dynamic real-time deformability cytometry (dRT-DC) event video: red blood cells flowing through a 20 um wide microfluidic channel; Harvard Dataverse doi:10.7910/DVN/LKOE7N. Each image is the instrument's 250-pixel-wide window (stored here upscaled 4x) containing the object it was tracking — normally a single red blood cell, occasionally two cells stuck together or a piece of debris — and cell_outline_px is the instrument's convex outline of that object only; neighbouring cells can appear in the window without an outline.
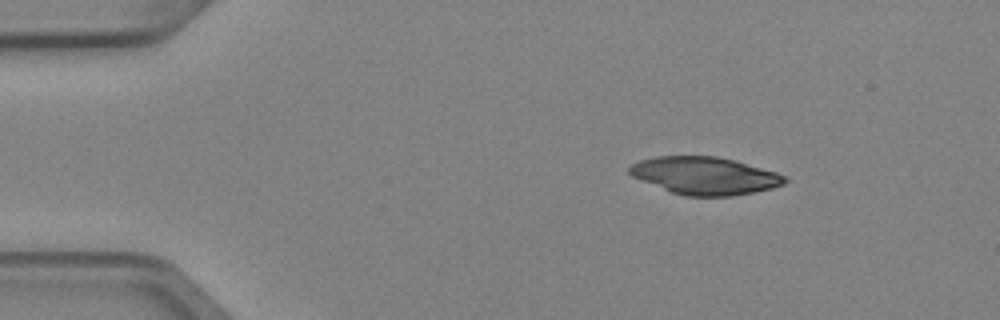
{"species": "Egyptian fruit bat (a non-hibernating species)", "species_latin": "Rousettus aegyptiacus", "temperature_condition": "cold", "stored_images_in_passage": 4, "camera_frame_rate_fps": 3000, "um_per_image_px": 0.085, "animal": {"sex": "female"}, "frame": {"image": 1, "passage_image": 2, "time_ms": 0.333, "image_size_px": [1000, 320], "cell_outline_px": [[788, 180], [784, 184], [772, 188], [756, 192], [732, 196], [684, 196], [672, 192], [632, 176], [628, 172], [628, 168], [632, 164], [640, 160], [656, 156], [716, 156], [736, 160], [776, 172], [788, 176]], "centroid_in_image_um": [59.95, 14.93], "position_along_channel_um": 25.0, "area_um2": 34.04}}